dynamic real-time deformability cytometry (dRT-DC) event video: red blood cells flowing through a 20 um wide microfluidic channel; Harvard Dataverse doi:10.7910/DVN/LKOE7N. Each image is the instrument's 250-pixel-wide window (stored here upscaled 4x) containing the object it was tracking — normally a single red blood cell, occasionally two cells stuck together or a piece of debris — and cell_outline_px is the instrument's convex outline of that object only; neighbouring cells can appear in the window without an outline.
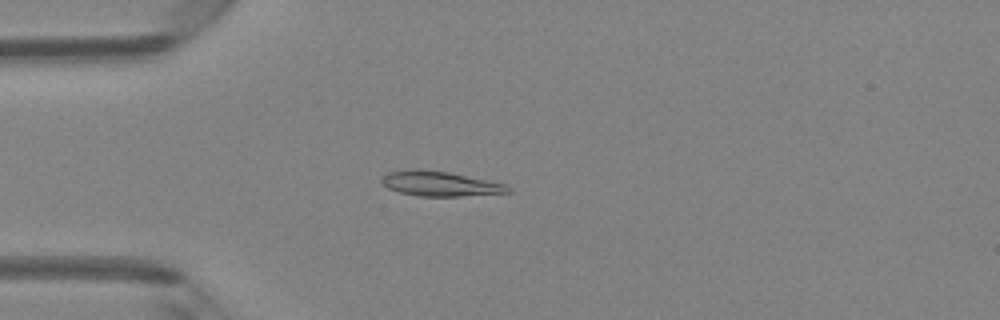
{"species": "Egyptian fruit bat (a non-hibernating species)", "species_latin": "Rousettus aegyptiacus", "temperature_condition": "room temperature", "stored_images_in_passage": 25, "camera_frame_rate_fps": 3000, "um_per_image_px": 0.085, "animal": {"sex": "female"}, "frame": {"image": 1, "passage_image": 12, "time_ms": 3.667, "image_size_px": [1000, 320], "cell_outline_px": [[512, 192], [460, 196], [420, 196], [400, 192], [388, 188], [380, 180], [388, 172], [412, 168], [420, 168], [448, 172], [488, 180], [504, 184], [512, 188]], "centroid_in_image_um": [37.4, 15.6], "position_along_channel_um": 47.6, "area_um2": 18.26}}
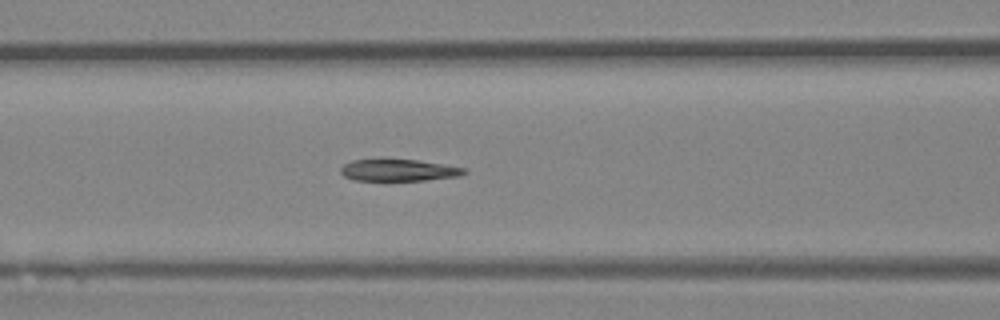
{"frame": {"image": 2, "passage_image": 19, "time_ms": 6.0, "image_size_px": [1000, 320], "cell_outline_px": [[468, 172], [460, 176], [424, 180], [352, 180], [344, 176], [340, 172], [340, 168], [344, 164], [352, 160], [384, 156], [416, 160], [468, 168]], "centroid_in_image_um": [33.84, 14.42], "position_along_channel_um": 132.8, "area_um2": 16.47}}
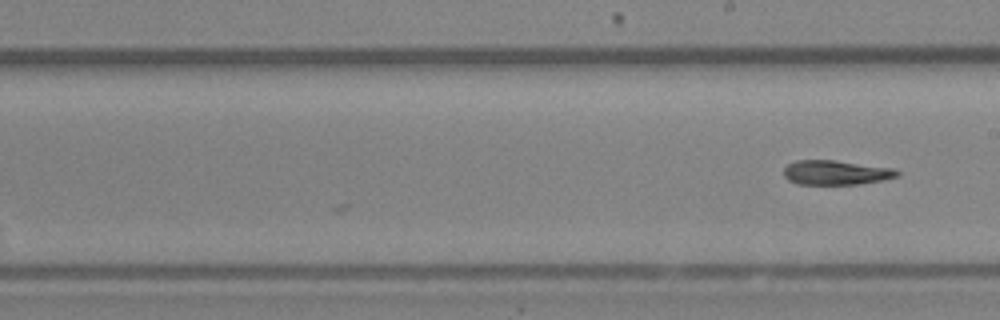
{"frame": {"image": 3, "passage_image": 25, "time_ms": 8.0, "image_size_px": [1000, 320], "cell_outline_px": [[900, 176], [884, 180], [860, 184], [796, 184], [788, 180], [784, 176], [784, 168], [788, 164], [796, 160], [832, 160], [896, 168], [900, 172]], "centroid_in_image_um": [71.09, 14.67], "position_along_channel_um": 217.9, "area_um2": 16.36}}